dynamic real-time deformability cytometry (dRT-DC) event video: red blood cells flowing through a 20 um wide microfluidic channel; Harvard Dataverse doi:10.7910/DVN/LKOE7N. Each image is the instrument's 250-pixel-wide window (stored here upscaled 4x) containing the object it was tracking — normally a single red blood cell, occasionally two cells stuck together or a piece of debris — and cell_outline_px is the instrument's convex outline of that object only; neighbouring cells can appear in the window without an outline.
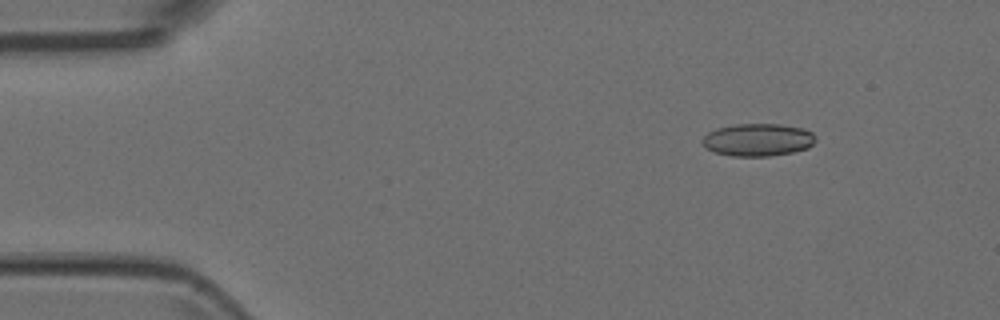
{"species": "Egyptian fruit bat (a non-hibernating species)", "species_latin": "Rousettus aegyptiacus", "temperature_condition": "room temperature", "stored_images_in_passage": 5, "camera_frame_rate_fps": 3000, "um_per_image_px": 0.085, "animal": {"sex": "female"}, "frame": {"image": 1, "passage_image": 2, "time_ms": 0.333, "image_size_px": [1000, 320], "cell_outline_px": [[816, 140], [808, 148], [792, 152], [768, 156], [732, 156], [712, 152], [704, 148], [700, 140], [708, 132], [716, 128], [736, 124], [780, 124], [804, 128], [812, 132], [816, 136]], "centroid_in_image_um": [64.39, 11.88], "position_along_channel_um": 20.6, "area_um2": 21.79}}
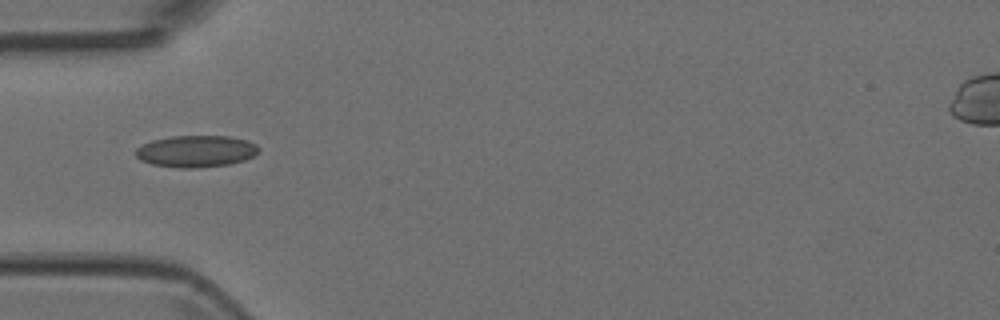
{"frame": {"image": 2, "passage_image": 5, "time_ms": 1.333, "image_size_px": [1000, 320], "cell_outline_px": [[260, 152], [256, 156], [244, 160], [228, 164], [196, 168], [180, 168], [152, 164], [140, 160], [132, 152], [136, 148], [152, 140], [172, 136], [228, 136], [248, 140], [256, 144], [260, 148]], "centroid_in_image_um": [16.68, 12.85], "position_along_channel_um": 68.3, "area_um2": 23.0}}